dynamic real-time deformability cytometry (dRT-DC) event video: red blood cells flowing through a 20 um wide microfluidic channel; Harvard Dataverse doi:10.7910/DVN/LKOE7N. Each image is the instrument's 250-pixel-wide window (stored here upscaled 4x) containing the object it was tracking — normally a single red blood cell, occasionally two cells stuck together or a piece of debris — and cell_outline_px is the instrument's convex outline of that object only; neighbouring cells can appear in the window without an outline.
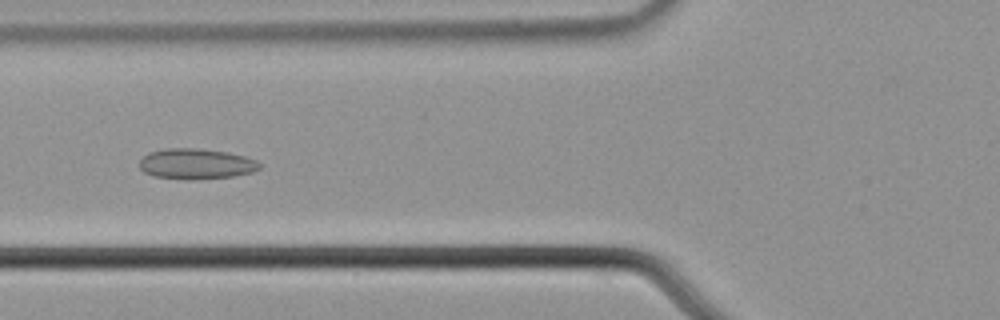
{"species": "common noctule bat (a hibernating species)", "species_latin": "Nyctalus noctula", "temperature_condition": "cold", "stored_images_in_passage": 58, "camera_frame_rate_fps": 3000, "um_per_image_px": 0.085, "animal": {"sex": "male", "body_mass_g": 21.5, "forearm_length_mm": 52.0}, "frame": {"image": 1, "passage_image": 24, "time_ms": 7.667, "image_size_px": [1000, 320], "cell_outline_px": [[260, 168], [252, 172], [232, 176], [192, 180], [188, 180], [156, 176], [144, 172], [140, 168], [140, 160], [148, 152], [164, 148], [196, 148], [228, 152], [244, 156], [256, 160], [260, 164]], "centroid_in_image_um": [16.66, 13.92], "position_along_channel_um": 109.1, "area_um2": 21.33}}
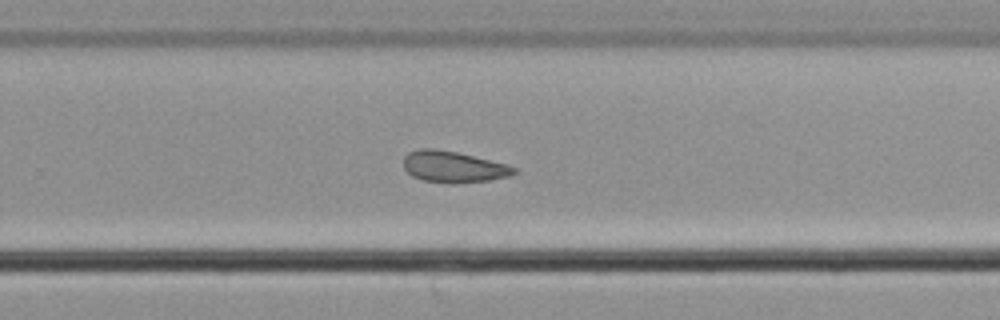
{"frame": {"image": 2, "passage_image": 39, "time_ms": 12.667, "image_size_px": [1000, 320], "cell_outline_px": [[516, 172], [512, 176], [488, 180], [452, 184], [448, 184], [424, 180], [412, 176], [404, 168], [404, 156], [408, 152], [420, 148], [432, 148], [456, 152], [508, 164], [516, 168]], "centroid_in_image_um": [38.54, 14.18], "position_along_channel_um": 291.3, "area_um2": 20.23}}
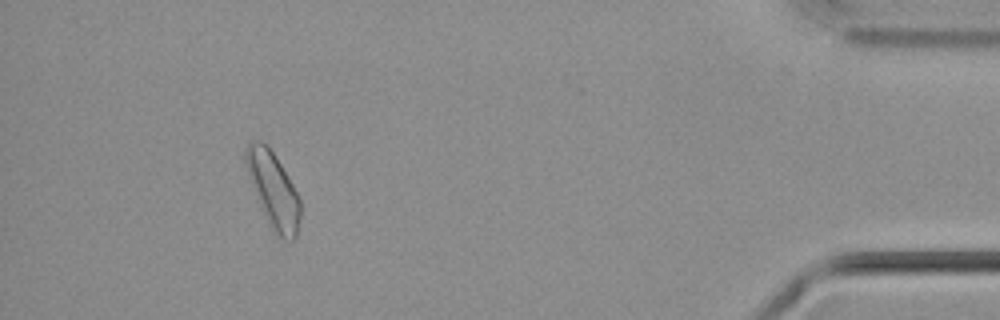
{"frame": {"image": 3, "passage_image": 54, "time_ms": 17.667, "image_size_px": [1000, 320], "cell_outline_px": [[300, 216], [296, 236], [292, 240], [280, 240], [272, 232], [260, 208], [244, 160], [244, 148], [248, 140], [260, 140], [272, 152], [280, 164], [292, 184], [300, 200]], "centroid_in_image_um": [23.2, 16.18], "position_along_channel_um": 412.0, "area_um2": 23.93}, "authors_computed_cell_mechanics": {"area_um2": 21.386, "velocity_mm_per_s": 3.6453, "shape_relaxation_time_tau1_ms": null, "shape_relaxation_time_tau2_ms": 8.9442, "deformation_change_tau1": null, "deformation_change_tau2": 0.1657}}